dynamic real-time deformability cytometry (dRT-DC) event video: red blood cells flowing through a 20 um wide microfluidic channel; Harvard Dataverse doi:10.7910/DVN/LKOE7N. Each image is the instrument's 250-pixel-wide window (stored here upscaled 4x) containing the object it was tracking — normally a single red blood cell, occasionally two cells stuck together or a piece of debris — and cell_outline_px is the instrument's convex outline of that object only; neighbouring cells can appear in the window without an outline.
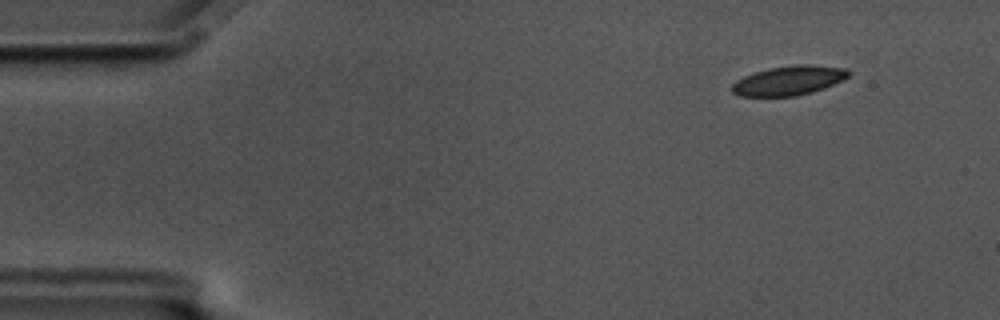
{"species": "common noctule bat (a hibernating species)", "species_latin": "Nyctalus noctula", "temperature_condition": "cold", "stored_images_in_passage": 58, "camera_frame_rate_fps": 3000, "um_per_image_px": 0.085, "animal": {"sex": "male", "body_mass_g": 17.5, "forearm_length_mm": 52.3}, "frame": {"image": 1, "passage_image": 6, "time_ms": 1.667, "image_size_px": [1000, 320], "cell_outline_px": [[852, 72], [848, 76], [824, 88], [812, 92], [796, 96], [740, 96], [732, 92], [732, 84], [736, 80], [744, 76], [768, 68], [796, 64], [812, 64], [844, 68]], "centroid_in_image_um": [67.04, 6.84], "position_along_channel_um": 18.0, "area_um2": 19.88}}
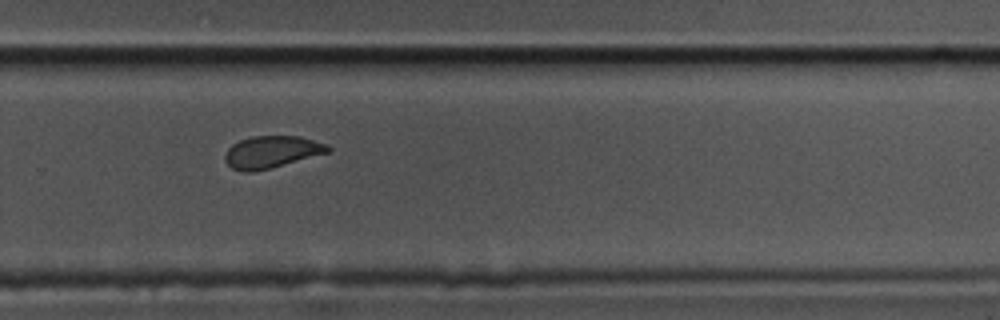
{"frame": {"image": 2, "passage_image": 39, "time_ms": 12.667, "image_size_px": [1000, 320], "cell_outline_px": [[332, 152], [252, 172], [244, 172], [232, 168], [224, 160], [224, 156], [228, 148], [232, 144], [240, 140], [252, 136], [300, 136], [328, 144], [332, 148]], "centroid_in_image_um": [23.12, 12.9], "position_along_channel_um": 306.7, "area_um2": 19.31}}
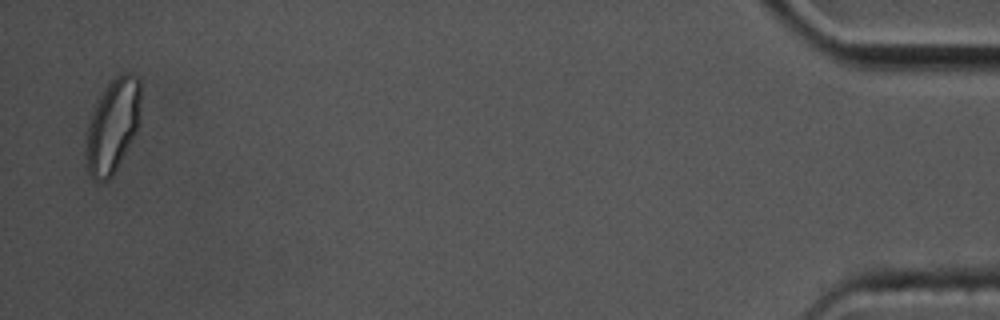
{"frame": {"image": 3, "passage_image": 57, "time_ms": 18.667, "image_size_px": [1000, 320], "cell_outline_px": [[140, 120], [136, 132], [112, 176], [108, 180], [96, 180], [88, 172], [84, 152], [84, 148], [88, 128], [96, 104], [100, 96], [108, 84], [116, 76], [124, 72], [128, 72], [136, 76], [140, 80]], "centroid_in_image_um": [9.59, 10.69], "position_along_channel_um": 425.6, "area_um2": 29.65}, "authors_computed_cell_mechanics": {"area_um2": 20.2589, "velocity_mm_per_s": 3.4532, "shape_relaxation_time_tau1_ms": 4.5291, "shape_relaxation_time_tau2_ms": 1.762, "deformation_change_tau1": 0.1059, "deformation_change_tau2": 0.0595}}